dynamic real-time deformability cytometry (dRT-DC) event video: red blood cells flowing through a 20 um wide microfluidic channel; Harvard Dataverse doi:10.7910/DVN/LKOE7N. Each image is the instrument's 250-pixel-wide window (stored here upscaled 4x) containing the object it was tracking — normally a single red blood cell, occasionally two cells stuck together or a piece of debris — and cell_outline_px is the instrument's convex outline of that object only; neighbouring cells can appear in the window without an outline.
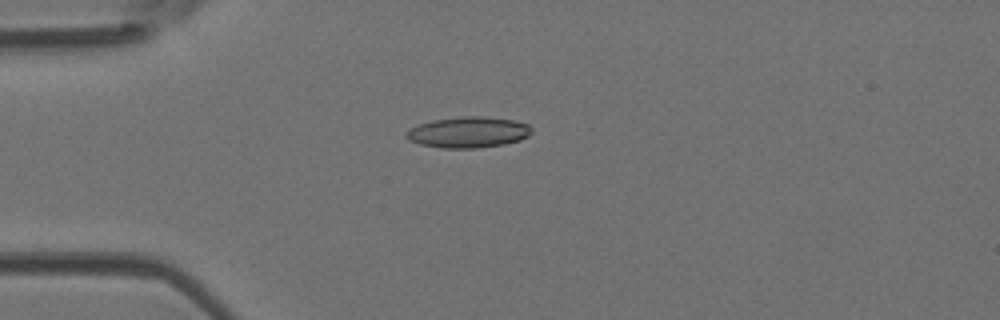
{"species": "Egyptian fruit bat (a non-hibernating species)", "species_latin": "Rousettus aegyptiacus", "temperature_condition": "room temperature", "stored_images_in_passage": 48, "camera_frame_rate_fps": 3000, "um_per_image_px": 0.085, "animal": {"sex": "female"}, "frame": {"image": 1, "passage_image": 13, "time_ms": 4.0, "image_size_px": [1000, 320], "cell_outline_px": [[532, 132], [528, 136], [520, 140], [504, 144], [476, 148], [440, 148], [420, 144], [408, 140], [404, 136], [412, 128], [420, 124], [432, 120], [460, 116], [484, 116], [516, 120], [528, 124], [532, 128]], "centroid_in_image_um": [39.83, 11.23], "position_along_channel_um": 45.2, "area_um2": 22.72}}
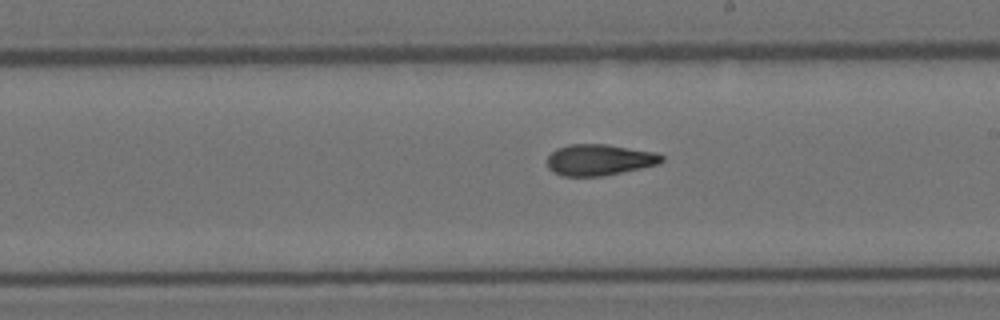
{"frame": {"image": 2, "passage_image": 28, "time_ms": 9.0, "image_size_px": [1000, 320], "cell_outline_px": [[664, 160], [660, 164], [600, 176], [560, 176], [552, 172], [548, 168], [548, 156], [556, 148], [568, 144], [608, 144], [656, 152], [664, 156]], "centroid_in_image_um": [50.94, 13.58], "position_along_channel_um": 238.1, "area_um2": 20.92}}
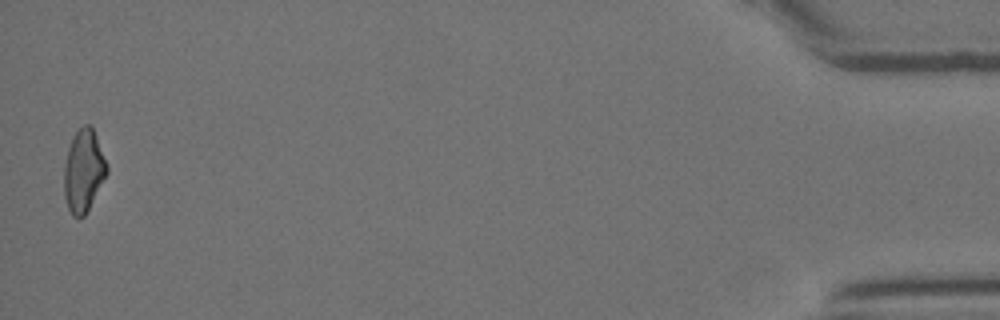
{"frame": {"image": 3, "passage_image": 48, "time_ms": 15.667, "image_size_px": [1000, 320], "cell_outline_px": [[108, 172], [84, 216], [72, 216], [68, 208], [64, 196], [64, 164], [68, 148], [72, 136], [84, 124], [88, 124], [92, 128], [96, 136], [108, 168]], "centroid_in_image_um": [7.08, 14.51], "position_along_channel_um": 428.1, "area_um2": 20.23}, "authors_computed_cell_mechanics": {"area_um2": 21.0103, "velocity_mm_per_s": 4.2292, "shape_relaxation_time_tau1_ms": null, "shape_relaxation_time_tau2_ms": 2.9982, "deformation_change_tau1": null, "deformation_change_tau2": 0.1081}}